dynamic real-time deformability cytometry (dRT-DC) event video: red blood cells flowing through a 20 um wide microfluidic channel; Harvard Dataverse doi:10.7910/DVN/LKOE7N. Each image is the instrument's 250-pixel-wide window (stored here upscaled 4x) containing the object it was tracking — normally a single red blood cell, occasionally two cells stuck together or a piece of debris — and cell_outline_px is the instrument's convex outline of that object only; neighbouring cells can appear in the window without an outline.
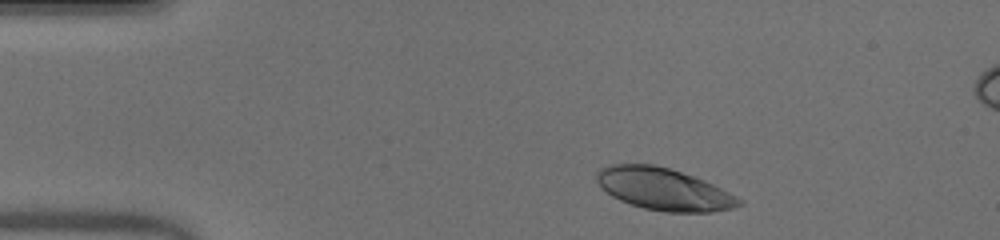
{"species": "human", "species_latin": "Homo sapiens", "temperature_condition": "warm", "stored_images_in_passage": 45, "camera_frame_rate_fps": 3000, "um_per_image_px": 0.085, "donor": {"sex": "male"}, "frame": {"image": 1, "passage_image": 3, "time_ms": 0.667, "image_size_px": [1000, 240], "cell_outline_px": [[744, 204], [736, 208], [712, 212], [668, 212], [644, 208], [620, 200], [612, 196], [600, 188], [596, 180], [596, 172], [600, 168], [612, 164], [656, 164], [704, 180], [744, 200]], "centroid_in_image_um": [56.41, 16.08], "position_along_channel_um": 28.6, "area_um2": 34.91}}
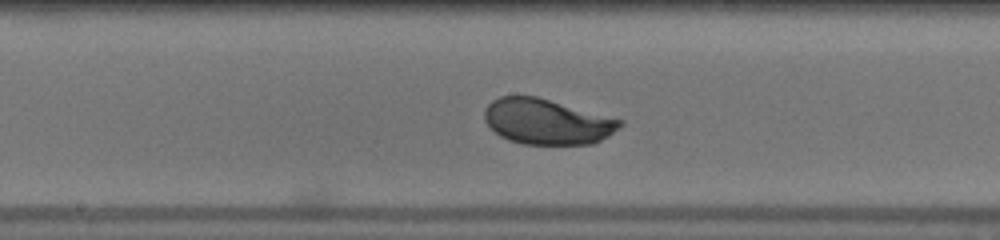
{"frame": {"image": 2, "passage_image": 21, "time_ms": 6.667, "image_size_px": [1000, 240], "cell_outline_px": [[624, 124], [608, 136], [592, 144], [524, 144], [508, 140], [500, 136], [484, 120], [484, 108], [492, 100], [500, 96], [536, 96], [624, 120]], "centroid_in_image_um": [46.49, 10.33], "position_along_channel_um": 201.7, "area_um2": 35.84}}
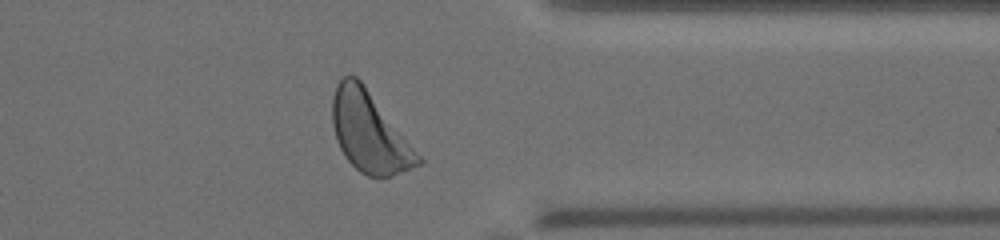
{"frame": {"image": 3, "passage_image": 35, "time_ms": 11.333, "image_size_px": [1000, 240], "cell_outline_px": [[424, 164], [392, 176], [380, 180], [368, 176], [360, 172], [344, 156], [336, 140], [332, 124], [332, 96], [336, 84], [344, 76], [356, 76], [360, 80], [424, 160]], "centroid_in_image_um": [31.4, 11.29], "position_along_channel_um": 380.0, "area_um2": 40.0}, "authors_computed_cell_mechanics": {"area_um2": 36.0672, "velocity_mm_per_s": 3.9717, "shape_relaxation_time_tau1_ms": 2.2685, "shape_relaxation_time_tau2_ms": null, "deformation_change_tau1": 0.1384, "deformation_change_tau2": null}}